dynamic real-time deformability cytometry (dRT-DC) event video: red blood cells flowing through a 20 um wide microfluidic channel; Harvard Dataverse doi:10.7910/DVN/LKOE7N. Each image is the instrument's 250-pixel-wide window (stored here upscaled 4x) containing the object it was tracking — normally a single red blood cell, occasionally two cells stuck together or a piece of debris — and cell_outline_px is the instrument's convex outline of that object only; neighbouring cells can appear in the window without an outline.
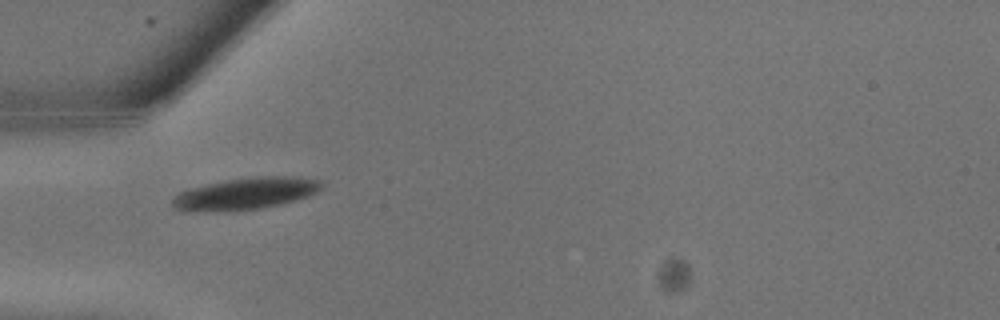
{"species": "common noctule bat (a hibernating species)", "species_latin": "Nyctalus noctula", "temperature_condition": "warm", "stored_images_in_passage": 8, "camera_frame_rate_fps": 3000, "um_per_image_px": 0.085, "animal": {"sex": "male", "body_mass_g": 13.3}, "frame": {"image": 1, "passage_image": 3, "time_ms": 0.667, "image_size_px": [1000, 320], "cell_outline_px": [[324, 184], [316, 192], [308, 196], [296, 200], [280, 204], [260, 208], [224, 212], [184, 212], [176, 208], [172, 204], [172, 200], [180, 192], [188, 188], [228, 180], [268, 176], [284, 176], [320, 180]], "centroid_in_image_um": [20.82, 16.49], "position_along_channel_um": 64.2, "area_um2": 27.51}}
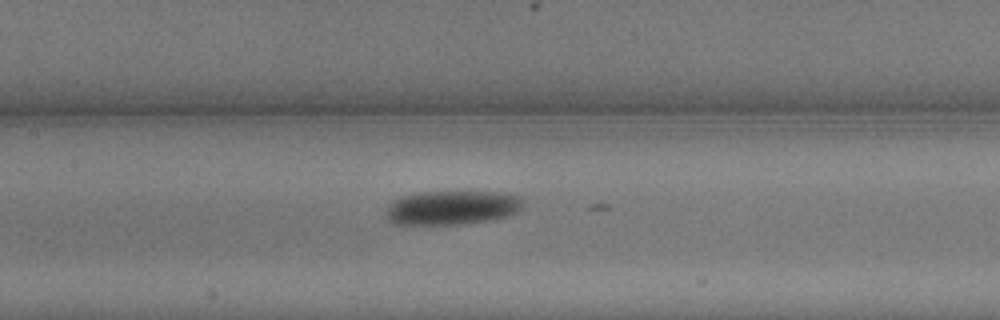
{"frame": {"image": 2, "passage_image": 7, "time_ms": 2.0, "image_size_px": [1000, 320], "cell_outline_px": [[524, 200], [520, 208], [516, 212], [508, 216], [492, 220], [464, 224], [392, 224], [384, 216], [384, 212], [388, 204], [392, 200], [400, 196], [416, 192], [504, 192], [520, 196]], "centroid_in_image_um": [38.37, 17.65], "position_along_channel_um": 169.0, "area_um2": 27.74}}